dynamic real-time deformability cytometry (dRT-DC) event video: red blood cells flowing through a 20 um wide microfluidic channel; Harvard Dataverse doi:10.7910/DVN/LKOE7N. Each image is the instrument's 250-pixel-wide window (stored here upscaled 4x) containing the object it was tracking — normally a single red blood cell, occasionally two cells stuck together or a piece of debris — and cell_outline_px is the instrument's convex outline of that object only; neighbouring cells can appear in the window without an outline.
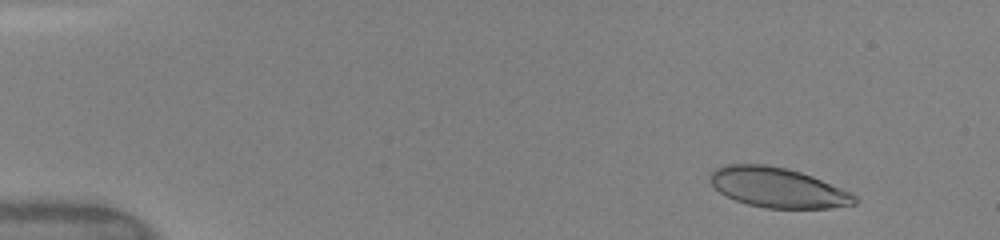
{"species": "human", "species_latin": "Homo sapiens", "temperature_condition": "warm", "stored_images_in_passage": 10, "camera_frame_rate_fps": 3000, "um_per_image_px": 0.085, "donor": {"sex": "female"}, "frame": {"image": 1, "passage_image": 3, "time_ms": 1.333, "image_size_px": [1000, 240], "cell_outline_px": [[856, 204], [828, 208], [764, 208], [748, 204], [736, 200], [720, 192], [708, 180], [708, 176], [716, 168], [724, 164], [764, 164], [784, 168], [800, 172], [812, 176], [852, 192], [856, 196]], "centroid_in_image_um": [66.1, 15.94], "position_along_channel_um": 18.9, "area_um2": 33.52}}
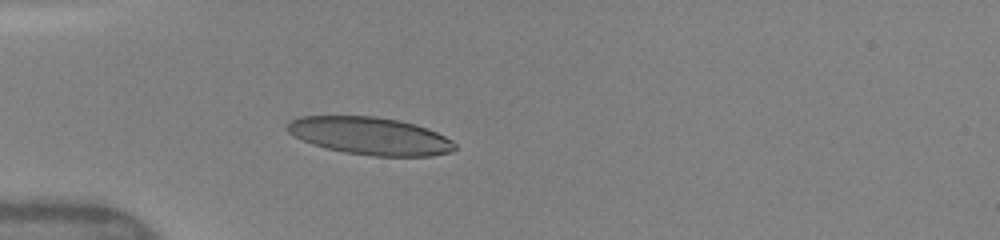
{"frame": {"image": 2, "passage_image": 8, "time_ms": 4.667, "image_size_px": [1000, 240], "cell_outline_px": [[456, 148], [452, 152], [432, 156], [372, 156], [344, 152], [312, 144], [288, 132], [284, 128], [284, 124], [288, 120], [300, 116], [376, 116], [400, 120], [416, 124], [428, 128], [452, 140], [456, 144]], "centroid_in_image_um": [31.45, 11.54], "position_along_channel_um": 53.5, "area_um2": 36.99}}
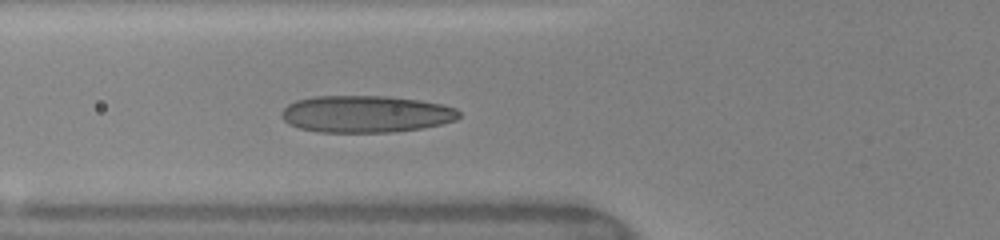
{"frame": {"image": 3, "passage_image": 10, "time_ms": 6.0, "image_size_px": [1000, 240], "cell_outline_px": [[460, 116], [456, 120], [440, 124], [420, 128], [392, 132], [320, 132], [300, 128], [288, 124], [280, 116], [280, 112], [288, 104], [296, 100], [316, 96], [384, 96], [420, 100], [444, 104], [456, 108], [460, 112]], "centroid_in_image_um": [31.09, 9.69], "position_along_channel_um": 94.7, "area_um2": 38.32}}